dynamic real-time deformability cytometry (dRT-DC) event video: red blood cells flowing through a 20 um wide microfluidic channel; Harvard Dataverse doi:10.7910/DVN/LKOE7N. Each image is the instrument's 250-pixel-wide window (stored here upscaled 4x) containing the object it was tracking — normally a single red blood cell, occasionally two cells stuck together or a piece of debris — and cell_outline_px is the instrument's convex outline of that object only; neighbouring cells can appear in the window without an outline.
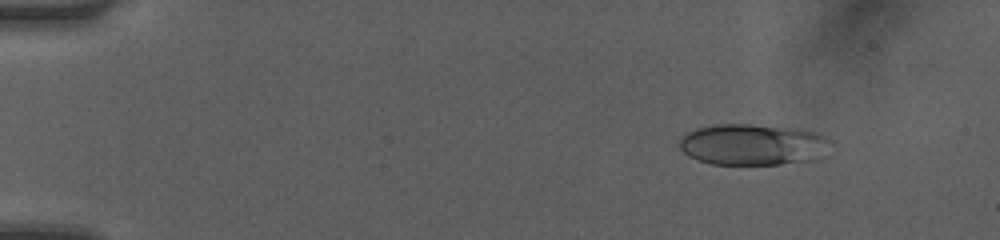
{"species": "human", "species_latin": "Homo sapiens", "temperature_condition": "room temperature", "stored_images_in_passage": 49, "camera_frame_rate_fps": 3000, "um_per_image_px": 0.085, "donor": {"sex": "female"}, "frame": {"image": 1, "passage_image": 6, "time_ms": 1.667, "image_size_px": [1000, 240], "cell_outline_px": [[824, 140], [816, 160], [780, 164], [712, 164], [696, 160], [688, 156], [680, 148], [680, 136], [684, 132], [696, 128], [716, 124], [752, 124], [796, 128], [820, 132], [824, 136]], "centroid_in_image_um": [63.84, 12.27], "position_along_channel_um": 21.2, "area_um2": 35.95}}
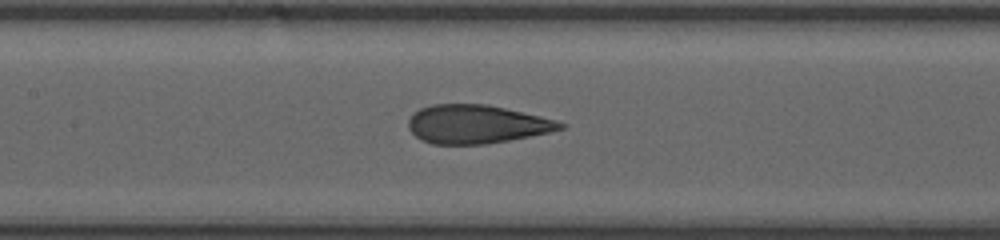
{"frame": {"image": 2, "passage_image": 24, "time_ms": 7.667, "image_size_px": [1000, 240], "cell_outline_px": [[568, 124], [564, 128], [548, 132], [488, 144], [432, 144], [416, 136], [408, 128], [408, 120], [420, 108], [432, 104], [488, 104], [540, 116], [556, 120]], "centroid_in_image_um": [40.51, 10.55], "position_along_channel_um": 166.9, "area_um2": 33.87}}
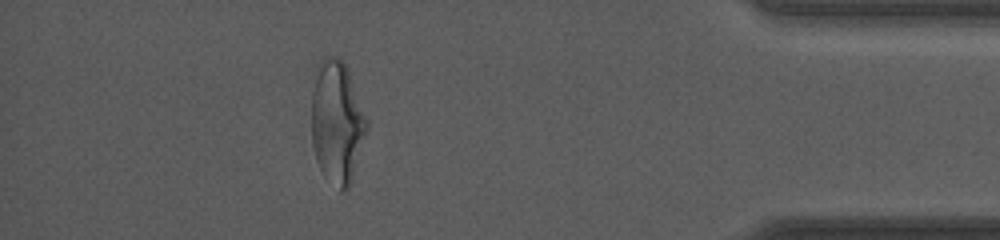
{"frame": {"image": 3, "passage_image": 44, "time_ms": 14.333, "image_size_px": [1000, 240], "cell_outline_px": [[368, 132], [352, 180], [348, 188], [344, 192], [340, 192], [320, 168], [312, 144], [312, 92], [316, 64], [324, 56], [336, 56], [348, 68], [368, 120]], "centroid_in_image_um": [28.66, 10.36], "position_along_channel_um": 406.5, "area_um2": 39.88}, "authors_computed_cell_mechanics": {"area_um2": 35.3736, "velocity_mm_per_s": 4.2008, "shape_relaxation_time_tau1_ms": 6.1789, "shape_relaxation_time_tau2_ms": 1.0129, "deformation_change_tau1": 0.2014, "deformation_change_tau2": 0.084}}